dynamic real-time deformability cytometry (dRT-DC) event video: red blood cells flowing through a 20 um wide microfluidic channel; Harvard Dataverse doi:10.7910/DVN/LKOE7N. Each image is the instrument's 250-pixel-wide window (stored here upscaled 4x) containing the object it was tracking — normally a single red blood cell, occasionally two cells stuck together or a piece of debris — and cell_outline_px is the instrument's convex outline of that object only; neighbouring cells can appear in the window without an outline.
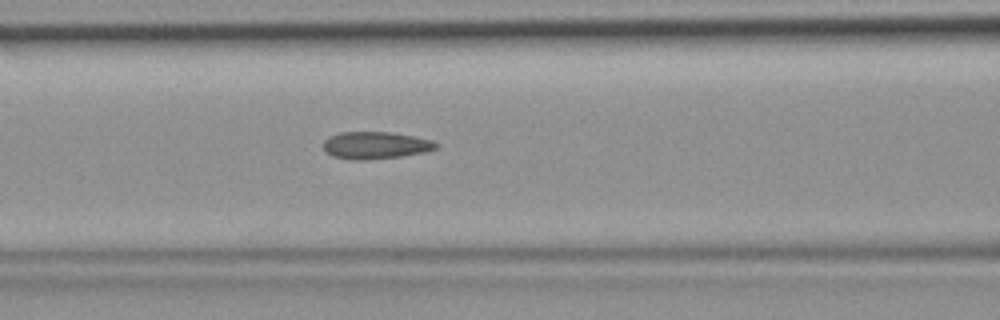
{"species": "common noctule bat (a hibernating species)", "species_latin": "Nyctalus noctula", "temperature_condition": "room temperature", "stored_images_in_passage": 47, "camera_frame_rate_fps": 3000, "um_per_image_px": 0.085, "animal": {"sex": "female", "body_mass_g": 19.9}, "frame": {"image": 1, "passage_image": 20, "time_ms": 6.333, "image_size_px": [1000, 320], "cell_outline_px": [[440, 144], [436, 148], [424, 152], [404, 156], [364, 160], [352, 160], [332, 156], [324, 152], [324, 140], [328, 136], [340, 132], [388, 132], [412, 136], [432, 140]], "centroid_in_image_um": [31.89, 12.35], "position_along_channel_um": 134.7, "area_um2": 17.98}}
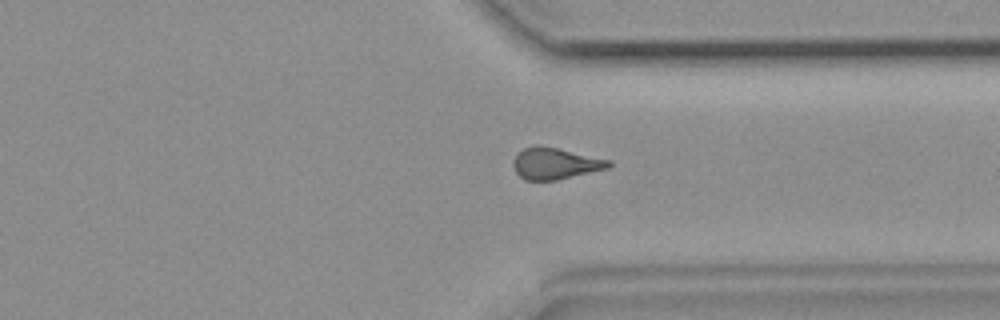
{"frame": {"image": 2, "passage_image": 36, "time_ms": 11.667, "image_size_px": [1000, 320], "cell_outline_px": [[612, 164], [608, 168], [556, 180], [524, 180], [516, 172], [512, 164], [516, 152], [524, 148], [536, 144], [556, 148], [612, 160]], "centroid_in_image_um": [47.16, 13.89], "position_along_channel_um": 364.2, "area_um2": 17.51}}
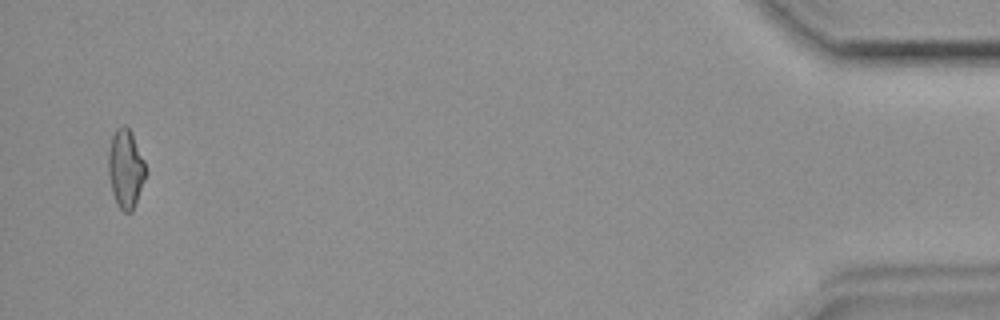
{"frame": {"image": 3, "passage_image": 46, "time_ms": 15.0, "image_size_px": [1000, 320], "cell_outline_px": [[144, 180], [132, 212], [124, 212], [120, 208], [112, 192], [108, 176], [108, 152], [112, 136], [116, 128], [124, 124], [128, 128], [144, 160]], "centroid_in_image_um": [10.64, 14.34], "position_along_channel_um": 424.6, "area_um2": 16.65}}